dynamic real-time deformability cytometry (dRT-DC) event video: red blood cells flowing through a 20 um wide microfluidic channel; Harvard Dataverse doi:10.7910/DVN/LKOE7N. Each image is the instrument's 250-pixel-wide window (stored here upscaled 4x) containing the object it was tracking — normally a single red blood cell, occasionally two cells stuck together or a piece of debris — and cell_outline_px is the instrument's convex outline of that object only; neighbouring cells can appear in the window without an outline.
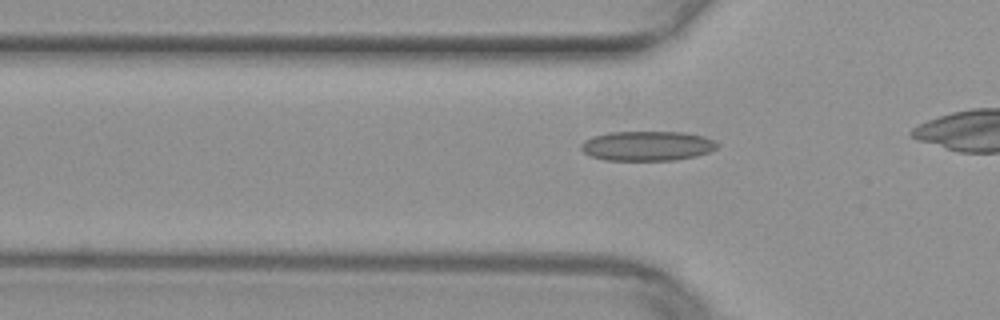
{"species": "common noctule bat (a hibernating species)", "species_latin": "Nyctalus noctula", "temperature_condition": "warm", "stored_images_in_passage": 8, "camera_frame_rate_fps": 3000, "um_per_image_px": 0.085, "animal": {"sex": "female", "body_mass_g": 29.2, "forearm_length_mm": 56.3}, "frame": {"image": 1, "passage_image": 2, "time_ms": 0.333, "image_size_px": [1000, 320], "cell_outline_px": [[720, 144], [716, 148], [708, 152], [696, 156], [676, 160], [604, 160], [592, 156], [584, 152], [580, 148], [580, 144], [584, 140], [592, 136], [608, 132], [684, 132], [704, 136], [716, 140]], "centroid_in_image_um": [55.02, 12.39], "position_along_channel_um": 70.8, "area_um2": 23.76}}
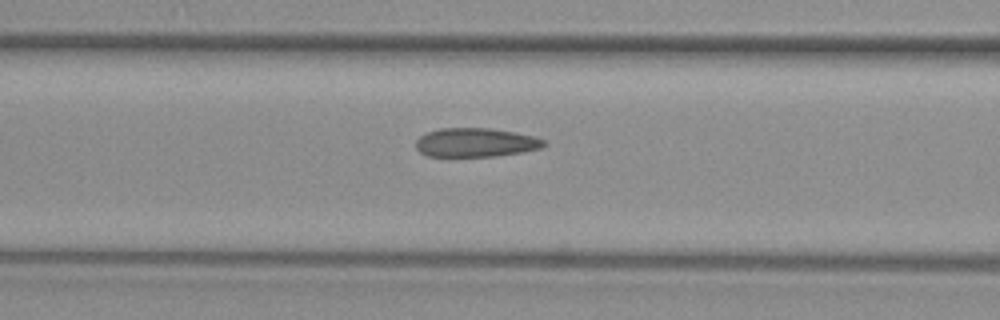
{"frame": {"image": 2, "passage_image": 6, "time_ms": 1.667, "image_size_px": [1000, 320], "cell_outline_px": [[548, 144], [540, 148], [524, 152], [496, 156], [428, 156], [420, 152], [416, 148], [416, 140], [420, 136], [428, 132], [440, 128], [492, 128], [516, 132], [536, 136], [544, 140]], "centroid_in_image_um": [40.47, 12.11], "position_along_channel_um": 126.1, "area_um2": 21.73}}